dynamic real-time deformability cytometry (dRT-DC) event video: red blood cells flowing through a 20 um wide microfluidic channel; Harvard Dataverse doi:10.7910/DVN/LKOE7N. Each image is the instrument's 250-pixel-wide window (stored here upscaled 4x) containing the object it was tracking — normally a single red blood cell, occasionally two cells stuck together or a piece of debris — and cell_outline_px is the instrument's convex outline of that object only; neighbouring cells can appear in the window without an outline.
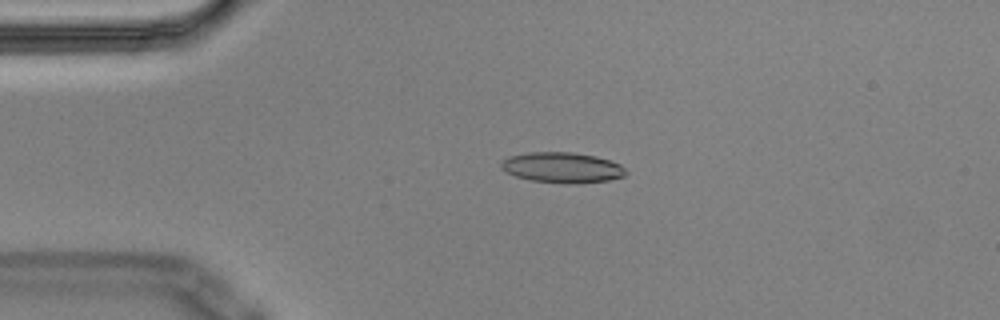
{"species": "Egyptian fruit bat (a non-hibernating species)", "species_latin": "Rousettus aegyptiacus", "temperature_condition": "cold", "stored_images_in_passage": 4, "camera_frame_rate_fps": 3000, "um_per_image_px": 0.085, "animal": {"sex": "male"}, "frame": {"image": 1, "passage_image": 3, "time_ms": 0.667, "image_size_px": [1000, 320], "cell_outline_px": [[628, 172], [624, 176], [608, 180], [576, 184], [568, 184], [532, 180], [516, 176], [500, 168], [500, 164], [508, 156], [528, 152], [572, 152], [596, 156], [620, 164]], "centroid_in_image_um": [47.79, 14.24], "position_along_channel_um": 37.2, "area_um2": 22.14}}